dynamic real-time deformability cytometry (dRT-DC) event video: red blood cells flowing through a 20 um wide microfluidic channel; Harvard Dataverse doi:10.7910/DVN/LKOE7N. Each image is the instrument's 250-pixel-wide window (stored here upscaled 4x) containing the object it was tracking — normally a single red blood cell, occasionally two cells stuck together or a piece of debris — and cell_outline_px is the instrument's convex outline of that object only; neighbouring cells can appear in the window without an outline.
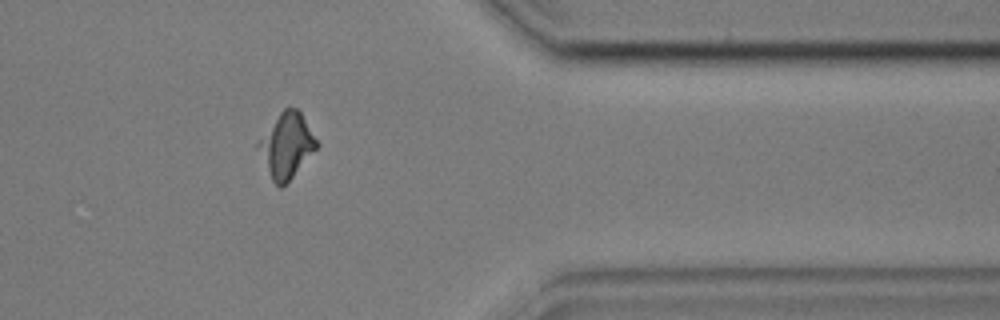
{"species": "common noctule bat (a hibernating species)", "species_latin": "Nyctalus noctula", "temperature_condition": "cold", "stored_images_in_passage": 38, "camera_frame_rate_fps": 3000, "um_per_image_px": 0.085, "animal": {"sex": "male", "body_mass_g": 17.9, "forearm_length_mm": 54.2}, "frame": {"image": 1, "passage_image": 34, "time_ms": 11.0, "image_size_px": [1000, 320], "cell_outline_px": [[320, 144], [292, 176], [280, 188], [272, 180], [256, 148], [256, 144], [280, 112], [284, 108], [296, 108], [300, 112]], "centroid_in_image_um": [24.35, 12.35], "position_along_channel_um": 387.1, "area_um2": 21.33}}